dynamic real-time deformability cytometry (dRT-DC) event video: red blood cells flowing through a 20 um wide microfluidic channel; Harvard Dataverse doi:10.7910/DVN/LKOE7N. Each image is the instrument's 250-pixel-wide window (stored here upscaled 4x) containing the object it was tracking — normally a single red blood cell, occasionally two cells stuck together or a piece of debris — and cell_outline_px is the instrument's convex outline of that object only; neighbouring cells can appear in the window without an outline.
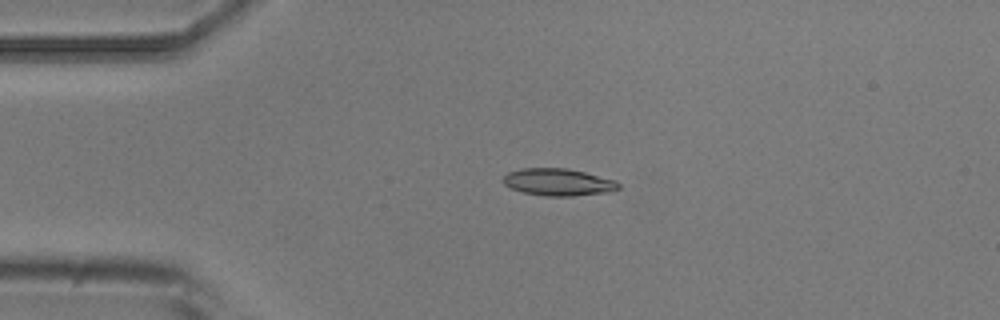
{"species": "common noctule bat (a hibernating species)", "species_latin": "Nyctalus noctula", "temperature_condition": "room temperature", "stored_images_in_passage": 3, "camera_frame_rate_fps": 3000, "um_per_image_px": 0.085, "animal": {"sex": "male", "body_mass_g": 20.5, "forearm_length_mm": 52.5}, "frame": {"image": 1, "passage_image": 2, "time_ms": 1.333, "image_size_px": [1000, 320], "cell_outline_px": [[620, 188], [608, 192], [572, 196], [544, 196], [524, 192], [512, 188], [504, 184], [500, 180], [508, 172], [524, 168], [568, 168], [616, 180], [620, 184]], "centroid_in_image_um": [47.45, 15.48], "position_along_channel_um": 37.6, "area_um2": 18.26}}